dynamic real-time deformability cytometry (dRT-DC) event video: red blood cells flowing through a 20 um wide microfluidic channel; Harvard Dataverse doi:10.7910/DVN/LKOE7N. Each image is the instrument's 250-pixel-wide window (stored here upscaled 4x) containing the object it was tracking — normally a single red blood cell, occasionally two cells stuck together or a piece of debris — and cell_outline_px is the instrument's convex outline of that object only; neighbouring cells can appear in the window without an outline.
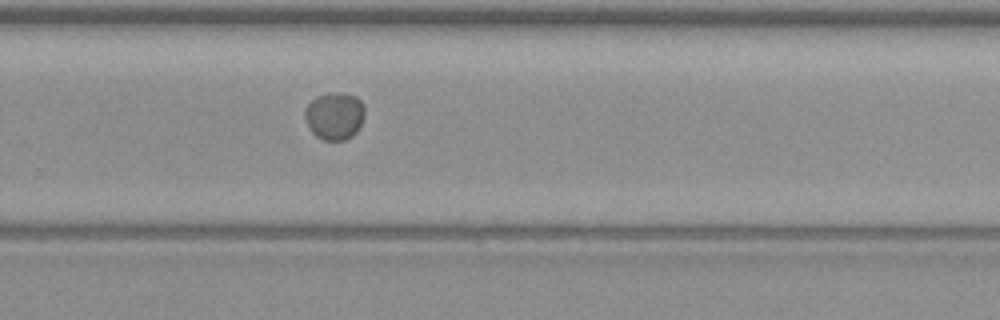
{"species": "common noctule bat (a hibernating species)", "species_latin": "Nyctalus noctula", "temperature_condition": "warm", "stored_images_in_passage": 9, "camera_frame_rate_fps": 3000, "um_per_image_px": 0.085, "animal": {"sex": "female", "body_mass_g": 19.3, "forearm_length_mm": 54.1}, "frame": {"image": 1, "passage_image": 9, "time_ms": 10.0, "image_size_px": [1000, 320], "cell_outline_px": [[364, 116], [356, 132], [352, 136], [344, 140], [324, 140], [316, 136], [312, 132], [304, 116], [304, 108], [316, 96], [328, 92], [332, 92], [356, 96], [364, 104]], "centroid_in_image_um": [28.43, 9.84], "position_along_channel_um": 301.4, "area_um2": 16.53}}